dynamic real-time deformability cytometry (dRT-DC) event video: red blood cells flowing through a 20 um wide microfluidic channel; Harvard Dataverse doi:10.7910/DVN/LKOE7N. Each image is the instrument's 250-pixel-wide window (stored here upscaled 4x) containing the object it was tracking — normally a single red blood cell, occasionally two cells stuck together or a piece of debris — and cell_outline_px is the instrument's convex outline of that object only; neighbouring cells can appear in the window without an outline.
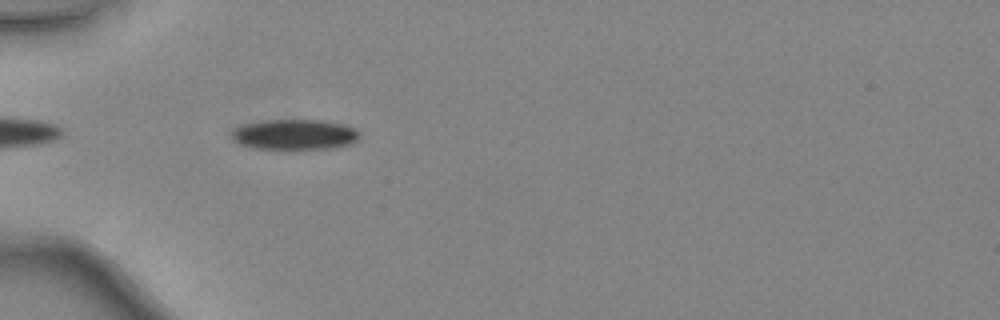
{"species": "common noctule bat (a hibernating species)", "species_latin": "Nyctalus noctula", "temperature_condition": "warm", "stored_images_in_passage": 6, "camera_frame_rate_fps": 3000, "um_per_image_px": 0.085, "animal": {"sex": "female", "body_mass_g": 24.6, "forearm_length_mm": 56.2}, "frame": {"image": 1, "passage_image": 2, "time_ms": 0.333, "image_size_px": [1000, 320], "cell_outline_px": [[360, 136], [352, 144], [332, 148], [296, 152], [256, 148], [240, 144], [232, 140], [232, 132], [236, 128], [244, 124], [264, 120], [320, 120], [344, 124], [356, 128], [360, 132]], "centroid_in_image_um": [25.09, 11.48], "position_along_channel_um": 59.9, "area_um2": 23.58}}